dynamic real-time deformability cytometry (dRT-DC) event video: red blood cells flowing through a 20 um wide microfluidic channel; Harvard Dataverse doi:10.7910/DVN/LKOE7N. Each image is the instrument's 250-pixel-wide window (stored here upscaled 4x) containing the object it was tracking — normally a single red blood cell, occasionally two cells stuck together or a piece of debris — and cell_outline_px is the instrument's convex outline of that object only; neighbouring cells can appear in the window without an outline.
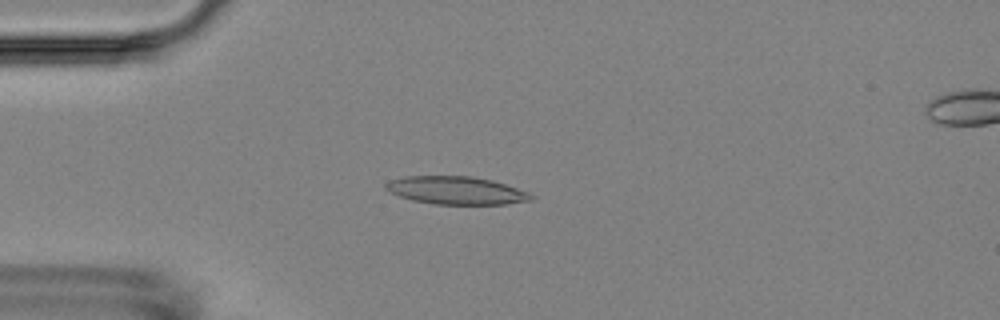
{"species": "Egyptian fruit bat (a non-hibernating species)", "species_latin": "Rousettus aegyptiacus", "temperature_condition": "room temperature", "stored_images_in_passage": 4, "segment_of_instrument_passage": [1, 2], "camera_frame_rate_fps": 3000, "um_per_image_px": 0.085, "animal": {"sex": "female"}, "frame": {"image": 1, "passage_image": 3, "time_ms": 2.333, "image_size_px": [1000, 320], "cell_outline_px": [[536, 196], [532, 200], [508, 204], [432, 204], [412, 200], [388, 192], [384, 188], [384, 184], [392, 180], [404, 176], [472, 176], [492, 180], [528, 192]], "centroid_in_image_um": [38.77, 16.19], "position_along_channel_um": 46.2, "area_um2": 23.7}}